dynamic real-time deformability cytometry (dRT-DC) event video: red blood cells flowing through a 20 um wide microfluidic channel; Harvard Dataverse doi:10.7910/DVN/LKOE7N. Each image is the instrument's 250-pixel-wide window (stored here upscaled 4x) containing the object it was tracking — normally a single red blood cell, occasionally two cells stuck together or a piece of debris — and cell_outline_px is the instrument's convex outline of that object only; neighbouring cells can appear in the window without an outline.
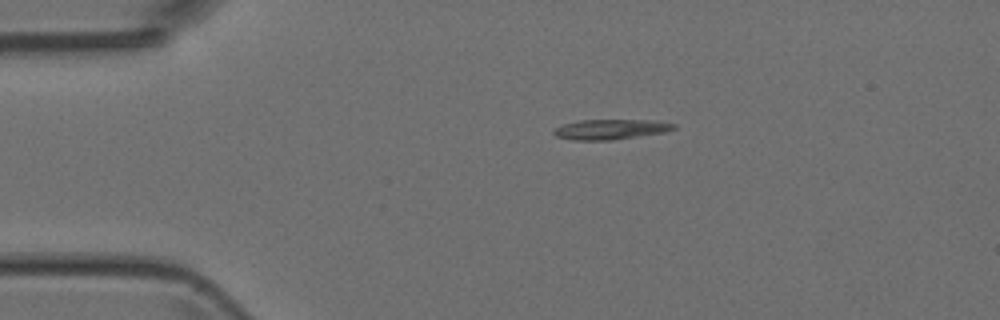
{"species": "Egyptian fruit bat (a non-hibernating species)", "species_latin": "Rousettus aegyptiacus", "temperature_condition": "room temperature", "stored_images_in_passage": 2, "camera_frame_rate_fps": 3000, "um_per_image_px": 0.085, "animal": {"sex": "female"}, "frame": {"image": 1, "passage_image": 1, "time_ms": 0.0, "image_size_px": [1000, 320], "cell_outline_px": [[676, 128], [664, 132], [612, 140], [572, 140], [556, 136], [552, 132], [556, 128], [564, 124], [580, 120], [656, 120], [676, 124]], "centroid_in_image_um": [51.92, 10.99], "position_along_channel_um": 33.1, "area_um2": 13.99}}